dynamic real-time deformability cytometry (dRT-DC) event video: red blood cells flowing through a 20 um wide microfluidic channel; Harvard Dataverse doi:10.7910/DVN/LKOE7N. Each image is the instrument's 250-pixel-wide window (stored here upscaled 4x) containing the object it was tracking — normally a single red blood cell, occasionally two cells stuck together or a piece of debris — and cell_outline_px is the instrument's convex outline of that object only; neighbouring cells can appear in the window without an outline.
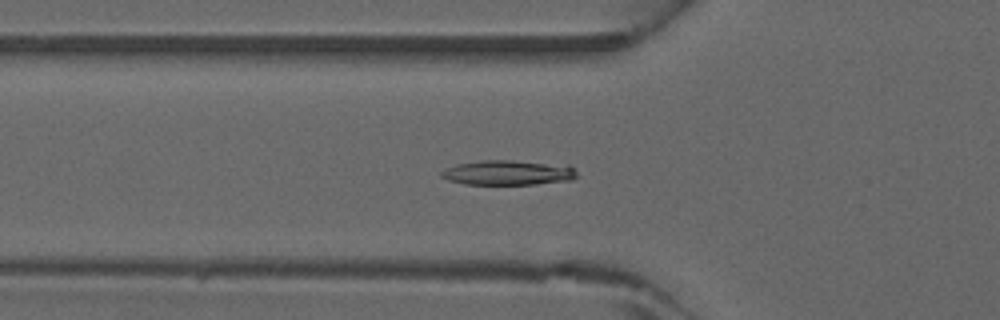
{"species": "common noctule bat (a hibernating species)", "species_latin": "Nyctalus noctula", "temperature_condition": "warm", "stored_images_in_passage": 45, "camera_frame_rate_fps": 3000, "um_per_image_px": 0.085, "animal": {"sex": "male", "forearm_length_mm": 52.5}, "frame": {"image": 1, "passage_image": 16, "time_ms": 5.0, "image_size_px": [1000, 320], "cell_outline_px": [[576, 176], [572, 180], [536, 184], [464, 184], [448, 180], [440, 176], [440, 172], [444, 168], [456, 164], [480, 160], [512, 160], [568, 164], [576, 172]], "centroid_in_image_um": [43.17, 14.66], "position_along_channel_um": 82.6, "area_um2": 19.88}}
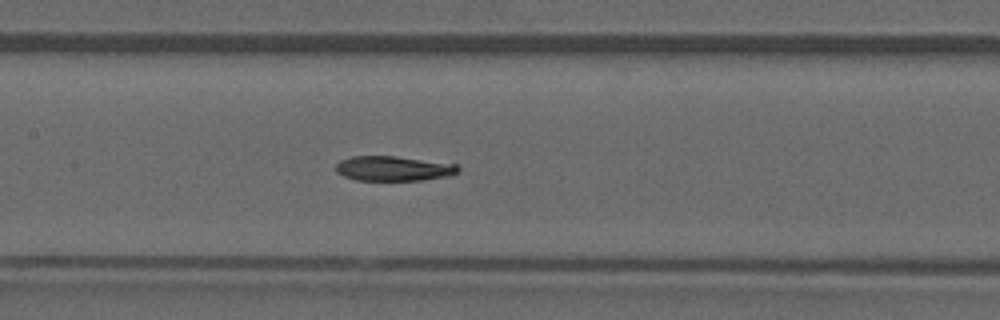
{"frame": {"image": 2, "passage_image": 22, "time_ms": 7.0, "image_size_px": [1000, 320], "cell_outline_px": [[460, 172], [448, 176], [424, 180], [356, 180], [344, 176], [336, 172], [336, 164], [340, 160], [352, 156], [396, 156], [460, 164]], "centroid_in_image_um": [33.5, 14.32], "position_along_channel_um": 173.9, "area_um2": 17.92}}
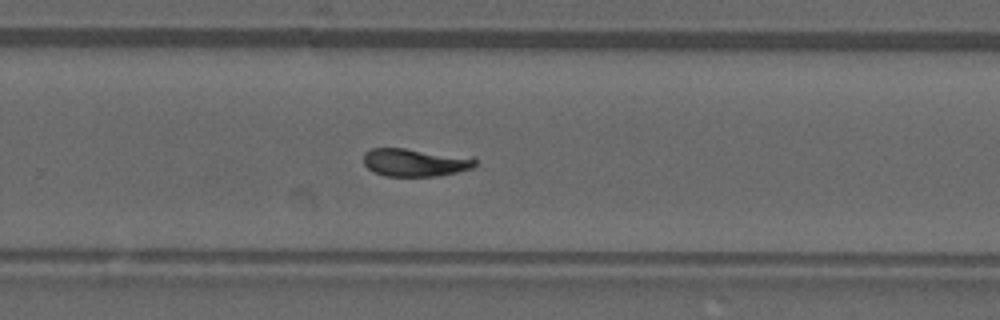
{"frame": {"image": 3, "passage_image": 30, "time_ms": 9.667, "image_size_px": [1000, 320], "cell_outline_px": [[476, 168], [436, 176], [384, 176], [372, 172], [364, 164], [364, 152], [372, 148], [404, 148], [476, 156]], "centroid_in_image_um": [35.35, 13.79], "position_along_channel_um": 294.5, "area_um2": 18.67}}